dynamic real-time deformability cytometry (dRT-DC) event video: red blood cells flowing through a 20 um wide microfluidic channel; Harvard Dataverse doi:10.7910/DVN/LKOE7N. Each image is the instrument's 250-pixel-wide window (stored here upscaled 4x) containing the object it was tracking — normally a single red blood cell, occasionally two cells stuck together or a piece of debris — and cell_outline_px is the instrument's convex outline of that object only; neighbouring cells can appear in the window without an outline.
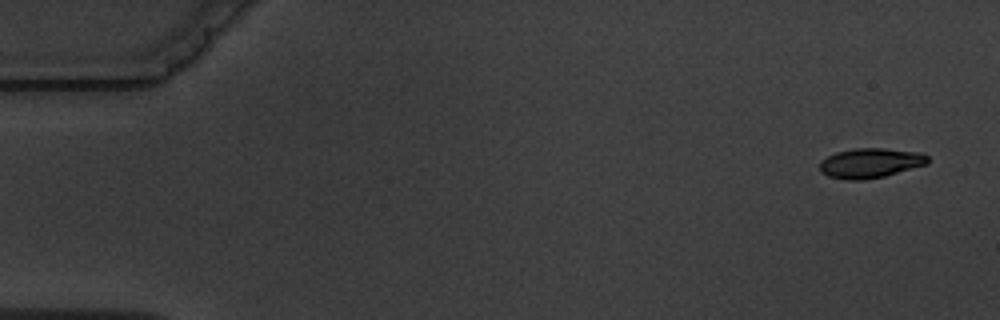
{"species": "common noctule bat (a hibernating species)", "species_latin": "Nyctalus noctula", "temperature_condition": "warm", "stored_images_in_passage": 3, "camera_frame_rate_fps": 3000, "um_per_image_px": 0.085, "animal": {"sex": "male", "body_mass_g": 19.5, "forearm_length_mm": 54.6}, "frame": {"image": 1, "passage_image": 1, "time_ms": 0.0, "image_size_px": [1000, 320], "cell_outline_px": [[928, 164], [884, 176], [864, 180], [848, 180], [828, 176], [820, 172], [820, 160], [836, 152], [852, 148], [884, 148], [924, 152], [928, 156]], "centroid_in_image_um": [73.99, 13.85], "position_along_channel_um": 11.0, "area_um2": 18.96}}